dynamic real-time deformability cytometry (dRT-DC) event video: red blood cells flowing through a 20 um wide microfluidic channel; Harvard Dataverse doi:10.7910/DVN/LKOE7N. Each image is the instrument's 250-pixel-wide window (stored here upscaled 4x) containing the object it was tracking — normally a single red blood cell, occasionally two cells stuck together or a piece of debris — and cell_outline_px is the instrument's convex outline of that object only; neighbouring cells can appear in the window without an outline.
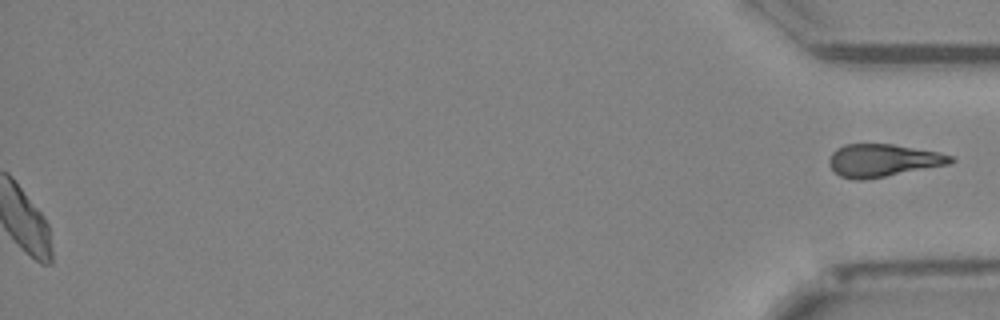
{"species": "Egyptian fruit bat (a non-hibernating species)", "species_latin": "Rousettus aegyptiacus", "temperature_condition": "cold", "stored_images_in_passage": 51, "segment_of_instrument_passage": [2, 2], "camera_frame_rate_fps": 3000, "um_per_image_px": 0.085, "animal": {"sex": "female"}, "frame": {"image": 1, "passage_image": 51, "time_ms": 16.667, "image_size_px": [1000, 320], "cell_outline_px": [[956, 160], [952, 164], [864, 180], [852, 180], [840, 176], [828, 164], [828, 160], [832, 152], [836, 148], [844, 144], [892, 144], [940, 152], [952, 156]], "centroid_in_image_um": [75.06, 13.63], "position_along_channel_um": 360.1, "area_um2": 23.35}}